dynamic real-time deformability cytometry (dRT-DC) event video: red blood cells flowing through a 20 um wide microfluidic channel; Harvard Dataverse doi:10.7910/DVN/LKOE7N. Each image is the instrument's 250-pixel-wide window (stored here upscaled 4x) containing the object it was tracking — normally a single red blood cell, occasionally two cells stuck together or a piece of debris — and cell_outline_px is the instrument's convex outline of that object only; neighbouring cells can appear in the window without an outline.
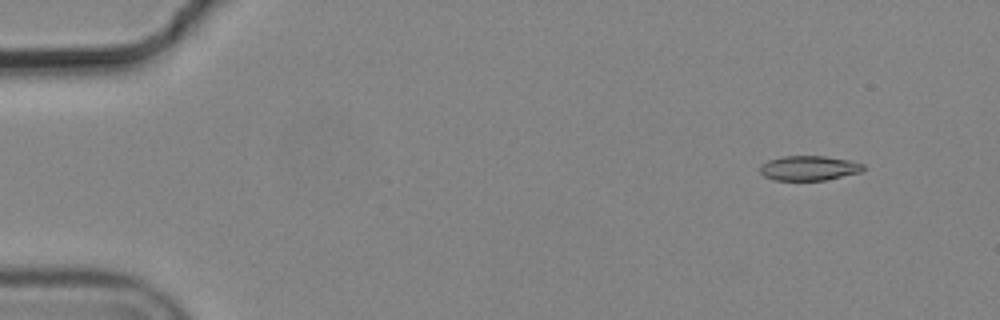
{"species": "common noctule bat (a hibernating species)", "species_latin": "Nyctalus noctula", "temperature_condition": "cold", "stored_images_in_passage": 4, "camera_frame_rate_fps": 3000, "um_per_image_px": 0.085, "animal": {"sex": "male", "body_mass_g": 19.2, "forearm_length_mm": 51.8}, "frame": {"image": 1, "passage_image": 1, "time_ms": 0.0, "image_size_px": [1000, 320], "cell_outline_px": [[864, 168], [860, 172], [824, 180], [772, 180], [764, 176], [760, 172], [760, 168], [768, 160], [784, 156], [824, 156], [848, 160], [864, 164]], "centroid_in_image_um": [68.75, 14.29], "position_along_channel_um": 16.3, "area_um2": 14.68}}